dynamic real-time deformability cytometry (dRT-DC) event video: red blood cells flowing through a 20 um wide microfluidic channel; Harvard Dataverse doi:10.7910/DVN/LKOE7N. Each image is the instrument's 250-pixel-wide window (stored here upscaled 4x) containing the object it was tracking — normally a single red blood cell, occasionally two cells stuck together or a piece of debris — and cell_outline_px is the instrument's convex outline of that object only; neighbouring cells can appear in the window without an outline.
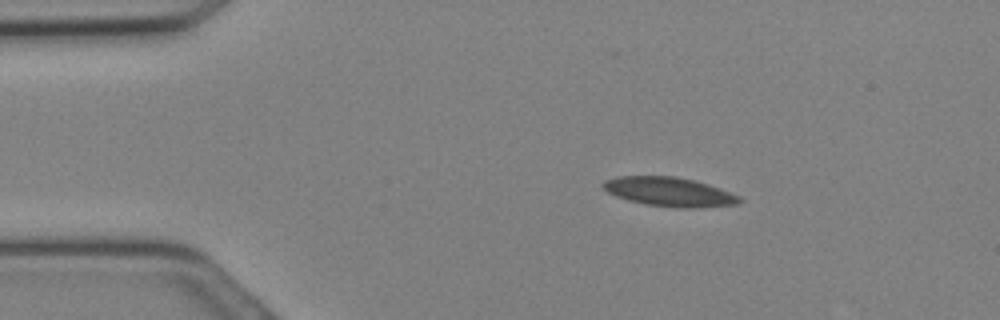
{"species": "Egyptian fruit bat (a non-hibernating species)", "species_latin": "Rousettus aegyptiacus", "temperature_condition": "cold", "stored_images_in_passage": 19, "camera_frame_rate_fps": 3000, "um_per_image_px": 0.085, "animal": {"sex": "female"}, "frame": {"image": 1, "passage_image": 4, "time_ms": 1.0, "image_size_px": [1000, 320], "cell_outline_px": [[744, 200], [736, 204], [696, 208], [676, 208], [648, 204], [628, 200], [616, 196], [608, 192], [600, 184], [604, 180], [616, 176], [676, 176], [708, 184], [720, 188], [740, 196]], "centroid_in_image_um": [56.89, 16.3], "position_along_channel_um": 28.1, "area_um2": 23.18}}
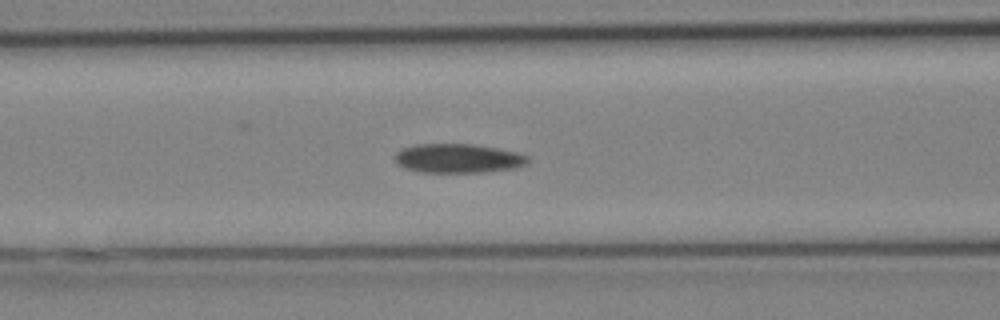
{"frame": {"image": 2, "passage_image": 11, "time_ms": 3.333, "image_size_px": [1000, 320], "cell_outline_px": [[532, 160], [528, 164], [516, 168], [488, 172], [420, 172], [404, 168], [396, 160], [396, 152], [404, 148], [416, 144], [472, 144], [496, 148], [516, 152], [528, 156]], "centroid_in_image_um": [39.01, 13.47], "position_along_channel_um": 127.6, "area_um2": 22.6}}
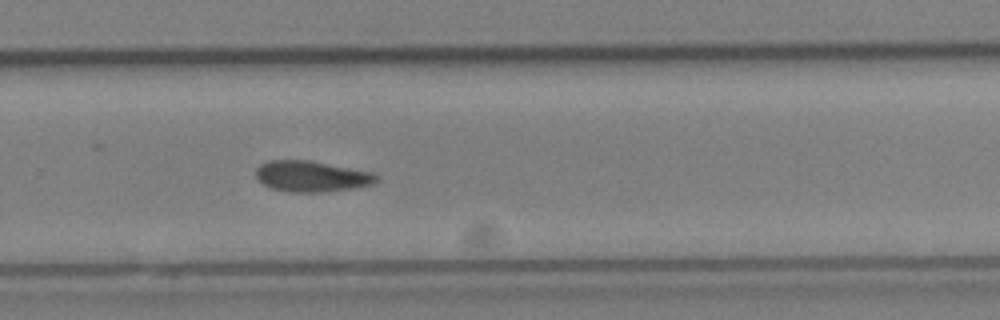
{"frame": {"image": 3, "passage_image": 19, "time_ms": 6.0, "image_size_px": [1000, 320], "cell_outline_px": [[380, 176], [372, 184], [352, 188], [324, 192], [292, 192], [272, 188], [264, 184], [256, 176], [256, 168], [260, 164], [268, 160], [308, 160], [372, 172]], "centroid_in_image_um": [26.47, 14.98], "position_along_channel_um": 303.3, "area_um2": 21.5}}